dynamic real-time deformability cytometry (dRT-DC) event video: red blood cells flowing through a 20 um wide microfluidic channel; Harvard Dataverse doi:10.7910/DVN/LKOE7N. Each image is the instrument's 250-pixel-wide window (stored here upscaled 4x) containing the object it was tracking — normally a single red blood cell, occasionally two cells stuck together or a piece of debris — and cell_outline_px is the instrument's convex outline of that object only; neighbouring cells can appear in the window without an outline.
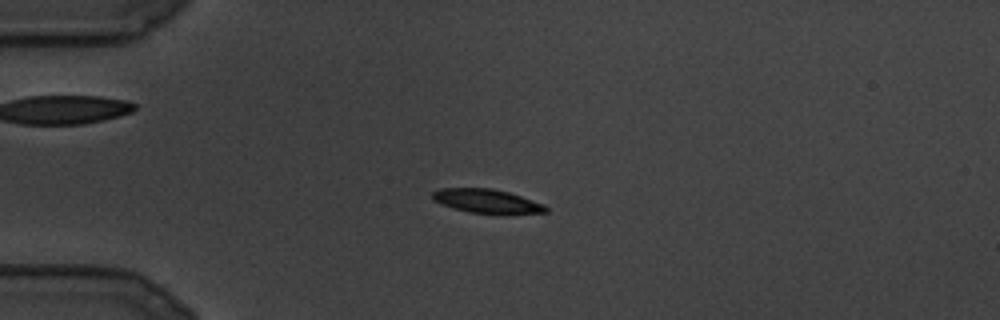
{"species": "common noctule bat (a hibernating species)", "species_latin": "Nyctalus noctula", "temperature_condition": "cold", "stored_images_in_passage": 105, "camera_frame_rate_fps": 3000, "um_per_image_px": 0.085, "animal": {"sex": "male", "body_mass_g": 19.5, "forearm_length_mm": 54.6}, "frame": {"image": 1, "passage_image": 27, "time_ms": 8.667, "image_size_px": [1000, 320], "cell_outline_px": [[548, 212], [508, 216], [500, 216], [468, 212], [452, 208], [440, 204], [432, 200], [432, 192], [440, 188], [492, 188], [508, 192], [544, 204], [548, 208]], "centroid_in_image_um": [41.42, 17.14], "position_along_channel_um": 43.6, "area_um2": 16.59}}
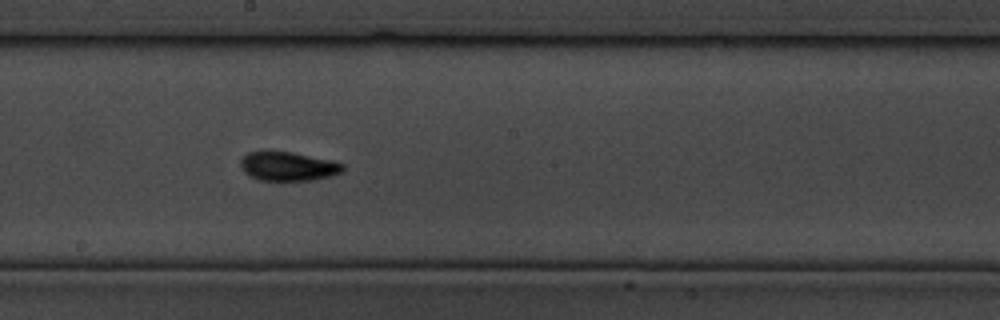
{"frame": {"image": 2, "passage_image": 59, "time_ms": 19.333, "image_size_px": [1000, 320], "cell_outline_px": [[344, 168], [340, 172], [332, 176], [312, 180], [260, 180], [248, 176], [244, 172], [240, 164], [240, 160], [248, 152], [292, 152], [332, 160], [344, 164]], "centroid_in_image_um": [24.49, 14.14], "position_along_channel_um": 223.7, "area_um2": 17.17}}
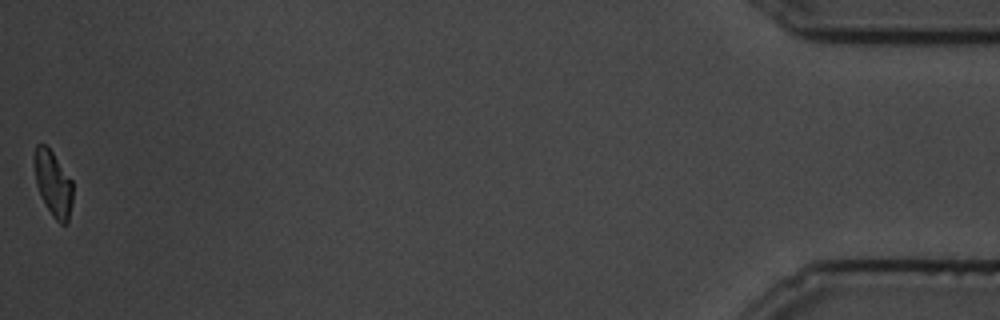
{"frame": {"image": 3, "passage_image": 105, "time_ms": 34.667, "image_size_px": [1000, 320], "cell_outline_px": [[72, 200], [68, 224], [60, 224], [52, 216], [40, 196], [36, 184], [32, 160], [32, 156], [36, 144], [44, 144], [52, 152], [72, 180]], "centroid_in_image_um": [4.48, 15.6], "position_along_channel_um": 430.7, "area_um2": 14.91}}